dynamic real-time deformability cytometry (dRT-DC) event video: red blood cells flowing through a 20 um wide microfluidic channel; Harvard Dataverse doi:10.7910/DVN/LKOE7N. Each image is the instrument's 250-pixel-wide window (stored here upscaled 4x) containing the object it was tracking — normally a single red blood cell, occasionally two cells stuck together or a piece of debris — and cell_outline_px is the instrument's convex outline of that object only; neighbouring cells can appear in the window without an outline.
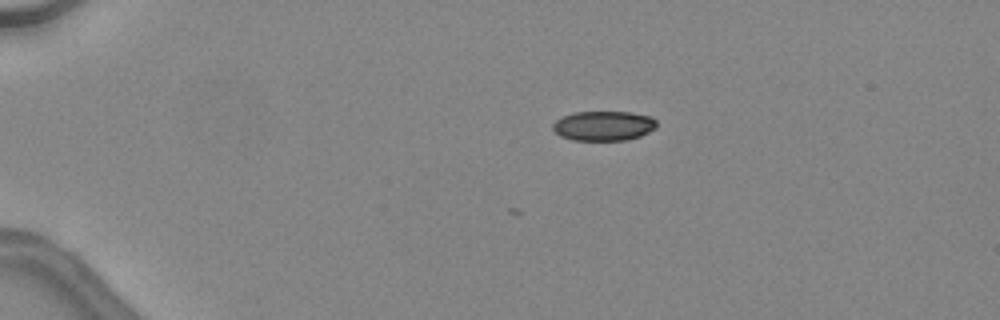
{"species": "common noctule bat (a hibernating species)", "species_latin": "Nyctalus noctula", "temperature_condition": "warm", "stored_images_in_passage": 6, "camera_frame_rate_fps": 3000, "um_per_image_px": 0.085, "animal": {"sex": "female", "body_mass_g": 24.6, "forearm_length_mm": 56.2}, "frame": {"image": 1, "passage_image": 1, "time_ms": 0.0, "image_size_px": [1000, 320], "cell_outline_px": [[656, 128], [640, 136], [624, 140], [572, 140], [560, 136], [552, 128], [552, 124], [556, 120], [564, 116], [576, 112], [628, 112], [652, 116], [656, 120]], "centroid_in_image_um": [51.31, 10.69], "position_along_channel_um": 33.7, "area_um2": 17.92}}